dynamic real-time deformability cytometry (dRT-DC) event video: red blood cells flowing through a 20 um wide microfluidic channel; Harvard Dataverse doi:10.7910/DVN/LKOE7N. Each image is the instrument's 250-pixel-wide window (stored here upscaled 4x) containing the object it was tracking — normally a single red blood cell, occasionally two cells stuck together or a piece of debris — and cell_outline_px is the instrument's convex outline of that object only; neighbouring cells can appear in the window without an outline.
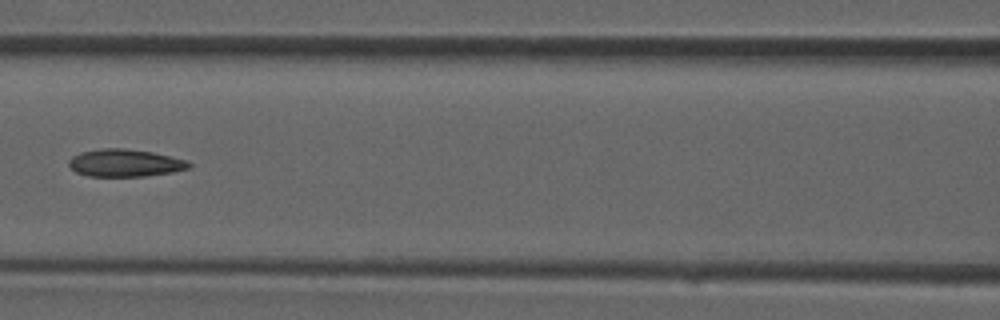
{"species": "common noctule bat (a hibernating species)", "species_latin": "Nyctalus noctula", "temperature_condition": "room temperature", "stored_images_in_passage": 36, "camera_frame_rate_fps": 3000, "um_per_image_px": 0.085, "animal": {"sex": "male", "forearm_length_mm": 52.5}, "frame": {"image": 1, "passage_image": 16, "time_ms": 5.0, "image_size_px": [1000, 320], "cell_outline_px": [[192, 168], [172, 172], [144, 176], [88, 176], [76, 172], [68, 164], [68, 160], [72, 156], [80, 152], [100, 148], [124, 148], [152, 152], [188, 160], [192, 164]], "centroid_in_image_um": [10.64, 13.84], "position_along_channel_um": 156.0, "area_um2": 19.36}}